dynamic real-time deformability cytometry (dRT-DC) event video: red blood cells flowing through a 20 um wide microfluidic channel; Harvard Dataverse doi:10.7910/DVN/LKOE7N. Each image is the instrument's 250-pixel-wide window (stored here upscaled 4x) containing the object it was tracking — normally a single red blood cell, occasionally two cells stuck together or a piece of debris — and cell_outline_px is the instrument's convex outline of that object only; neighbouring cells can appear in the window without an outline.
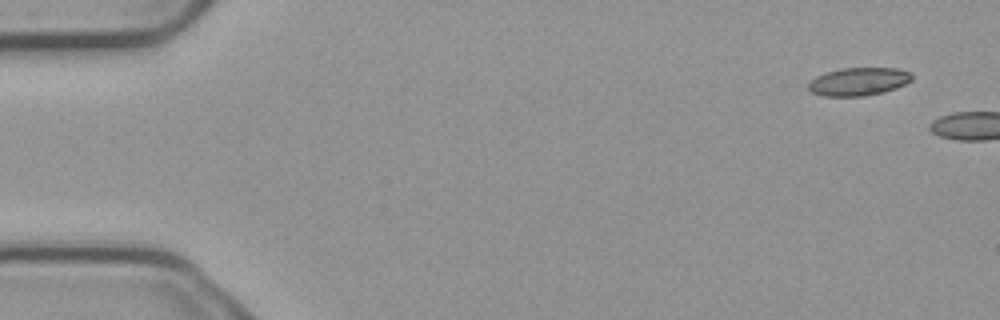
{"species": "common noctule bat (a hibernating species)", "species_latin": "Nyctalus noctula", "temperature_condition": "cold", "stored_images_in_passage": 2, "camera_frame_rate_fps": 3000, "um_per_image_px": 0.085, "animal": {"sex": "male", "body_mass_g": 23.1, "forearm_length_mm": 52.7}, "frame": {"image": 1, "passage_image": 1, "time_ms": 0.0, "image_size_px": [1000, 320], "cell_outline_px": [[912, 80], [896, 88], [884, 92], [864, 96], [824, 96], [812, 92], [808, 88], [808, 84], [816, 76], [840, 68], [900, 68], [912, 72]], "centroid_in_image_um": [73.02, 6.93], "position_along_channel_um": 12.0, "area_um2": 16.94}}